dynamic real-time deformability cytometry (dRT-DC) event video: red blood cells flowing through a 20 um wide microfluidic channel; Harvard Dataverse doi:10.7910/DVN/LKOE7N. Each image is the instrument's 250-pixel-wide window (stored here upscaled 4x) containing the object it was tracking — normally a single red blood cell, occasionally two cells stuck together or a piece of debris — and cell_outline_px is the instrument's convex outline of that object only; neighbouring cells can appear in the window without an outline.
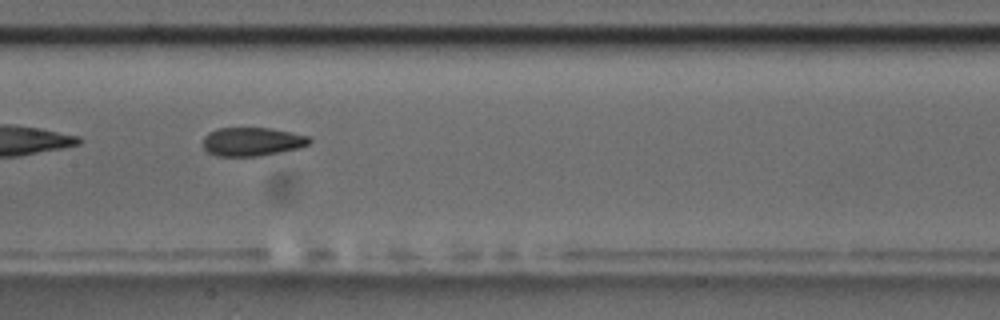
{"species": "common noctule bat (a hibernating species)", "species_latin": "Nyctalus noctula", "temperature_condition": "room temperature", "stored_images_in_passage": 9, "camera_frame_rate_fps": 3000, "um_per_image_px": 0.085, "animal": {"sex": "male", "body_mass_g": 17.5, "forearm_length_mm": 52.3}, "frame": {"image": 1, "passage_image": 8, "time_ms": 8.0, "image_size_px": [1000, 320], "cell_outline_px": [[312, 140], [308, 144], [300, 148], [260, 156], [216, 156], [208, 152], [204, 148], [204, 136], [208, 132], [216, 128], [272, 128], [292, 132], [308, 136]], "centroid_in_image_um": [21.43, 12.04], "position_along_channel_um": 186.0, "area_um2": 17.86}}
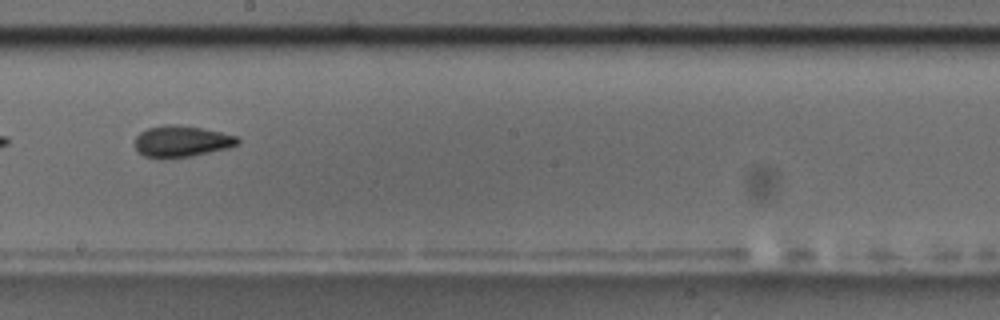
{"frame": {"image": 2, "passage_image": 9, "time_ms": 9.333, "image_size_px": [1000, 320], "cell_outline_px": [[240, 140], [236, 144], [228, 148], [192, 156], [164, 160], [160, 160], [144, 156], [136, 152], [136, 136], [140, 132], [148, 128], [164, 124], [180, 124], [240, 136]], "centroid_in_image_um": [15.4, 12.03], "position_along_channel_um": 232.8, "area_um2": 19.19}}